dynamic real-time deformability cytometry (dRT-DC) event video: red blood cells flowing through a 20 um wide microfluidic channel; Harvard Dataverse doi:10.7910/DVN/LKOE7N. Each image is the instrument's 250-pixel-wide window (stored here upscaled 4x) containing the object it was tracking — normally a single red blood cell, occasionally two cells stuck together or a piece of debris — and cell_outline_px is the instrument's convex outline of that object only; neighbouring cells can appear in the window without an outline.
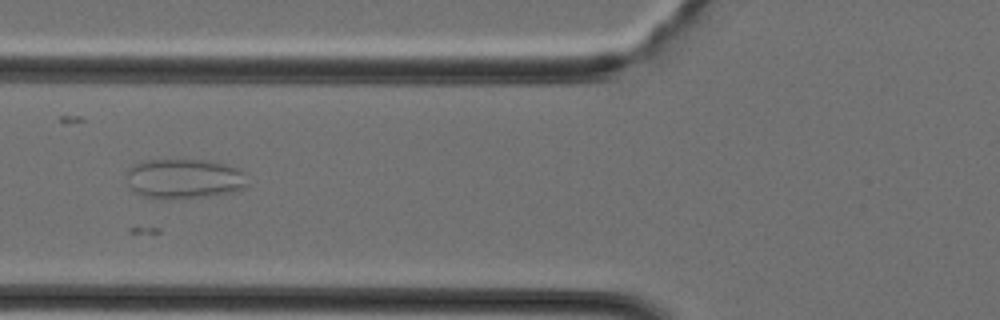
{"species": "Egyptian fruit bat (a non-hibernating species)", "species_latin": "Rousettus aegyptiacus", "temperature_condition": "cold", "stored_images_in_passage": 15, "camera_frame_rate_fps": 3000, "um_per_image_px": 0.085, "animal": {"sex": "female"}, "frame": {"image": 1, "passage_image": 5, "time_ms": 1.333, "image_size_px": [1000, 320], "cell_outline_px": [[248, 184], [244, 188], [228, 192], [204, 196], [164, 200], [140, 196], [128, 188], [128, 168], [132, 164], [144, 160], [212, 160], [236, 168], [244, 172]], "centroid_in_image_um": [15.59, 15.19], "position_along_channel_um": 110.2, "area_um2": 28.32}}